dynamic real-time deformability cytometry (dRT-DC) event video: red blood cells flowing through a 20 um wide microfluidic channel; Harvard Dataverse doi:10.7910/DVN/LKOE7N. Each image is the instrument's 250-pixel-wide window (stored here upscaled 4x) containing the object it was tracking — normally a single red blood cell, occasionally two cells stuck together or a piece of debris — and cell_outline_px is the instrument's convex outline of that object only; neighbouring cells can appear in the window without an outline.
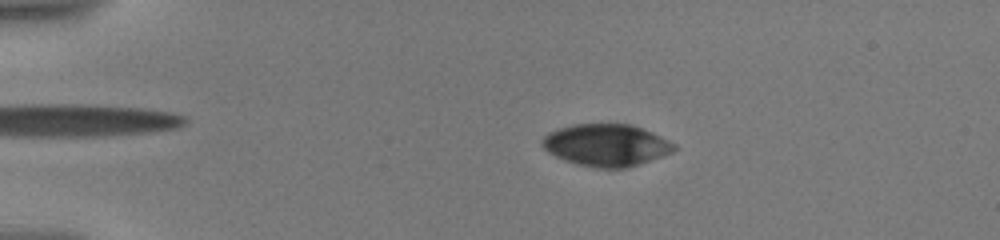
{"species": "human", "species_latin": "Homo sapiens", "temperature_condition": "warm", "stored_images_in_passage": 37, "camera_frame_rate_fps": 3000, "um_per_image_px": 0.085, "donor": {"sex": "male"}, "frame": {"image": 1, "passage_image": 10, "time_ms": 3.333, "image_size_px": [1000, 240], "cell_outline_px": [[676, 148], [672, 152], [624, 168], [592, 168], [576, 164], [564, 160], [548, 152], [540, 144], [540, 140], [548, 132], [572, 124], [632, 124], [652, 132], [676, 144]], "centroid_in_image_um": [51.48, 12.32], "position_along_channel_um": 33.5, "area_um2": 32.25}}
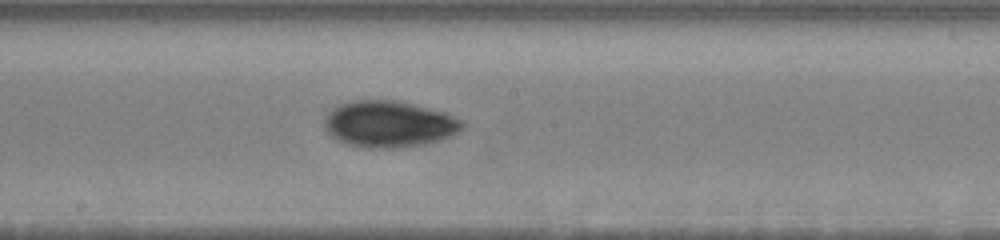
{"frame": {"image": 2, "passage_image": 26, "time_ms": 10.333, "image_size_px": [1000, 240], "cell_outline_px": [[464, 124], [456, 132], [448, 136], [436, 140], [420, 144], [396, 148], [372, 148], [348, 144], [332, 136], [324, 128], [324, 120], [328, 112], [332, 108], [340, 104], [352, 100], [396, 100], [444, 112], [464, 120]], "centroid_in_image_um": [33.02, 10.52], "position_along_channel_um": 215.2, "area_um2": 36.82}}
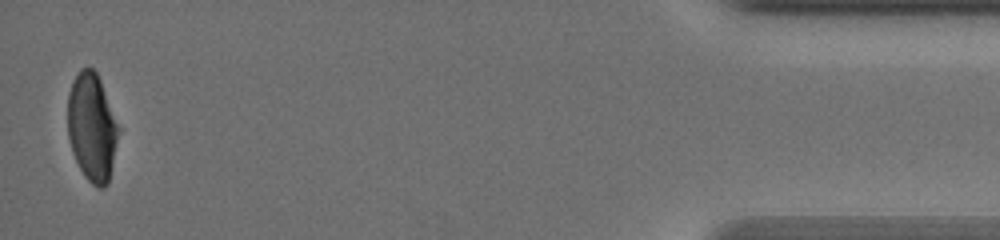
{"frame": {"image": 3, "passage_image": 37, "time_ms": 18.333, "image_size_px": [1000, 240], "cell_outline_px": [[120, 128], [108, 184], [104, 188], [100, 188], [92, 184], [84, 176], [72, 152], [68, 136], [68, 92], [72, 80], [80, 68], [92, 68], [96, 72], [100, 80]], "centroid_in_image_um": [7.81, 10.81], "position_along_channel_um": 427.4, "area_um2": 31.96}, "authors_computed_cell_mechanics": {"area_um2": 33.6396, "velocity_mm_per_s": 3.5727, "shape_relaxation_time_tau1_ms": 4.3357, "shape_relaxation_time_tau2_ms": null, "deformation_change_tau1": 0.1455, "deformation_change_tau2": null}}